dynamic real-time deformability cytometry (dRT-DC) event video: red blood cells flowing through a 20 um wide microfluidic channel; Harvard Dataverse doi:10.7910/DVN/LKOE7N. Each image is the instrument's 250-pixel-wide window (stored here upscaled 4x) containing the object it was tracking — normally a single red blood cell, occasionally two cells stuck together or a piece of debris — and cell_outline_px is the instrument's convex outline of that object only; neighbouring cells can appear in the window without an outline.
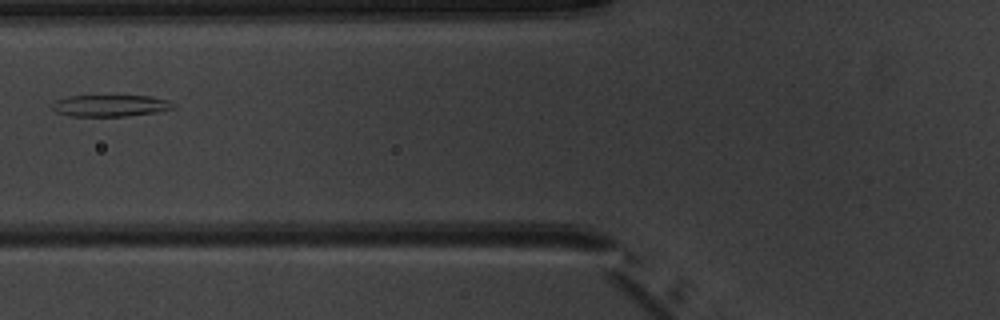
{"species": "common noctule bat (a hibernating species)", "species_latin": "Nyctalus noctula", "temperature_condition": "warm", "stored_images_in_passage": 5, "camera_frame_rate_fps": 3000, "um_per_image_px": 0.085, "animal": {"sex": "male", "body_mass_g": 20.1, "forearm_length_mm": 53.5}, "frame": {"image": 1, "passage_image": 5, "time_ms": 5.333, "image_size_px": [1000, 320], "cell_outline_px": [[176, 108], [156, 112], [128, 116], [68, 116], [56, 112], [52, 108], [52, 104], [56, 100], [68, 96], [152, 96], [168, 100], [176, 104]], "centroid_in_image_um": [9.41, 8.98], "position_along_channel_um": 116.4, "area_um2": 15.37}}